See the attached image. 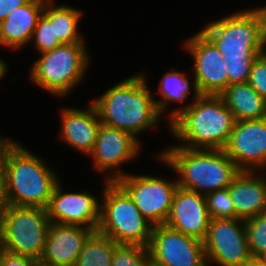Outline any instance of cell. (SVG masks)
Returning a JSON list of instances; mask_svg holds the SVG:
<instances>
[{"label": "cell", "instance_id": "obj_34", "mask_svg": "<svg viewBox=\"0 0 266 266\" xmlns=\"http://www.w3.org/2000/svg\"><path fill=\"white\" fill-rule=\"evenodd\" d=\"M244 266H266V261L261 257L252 256Z\"/></svg>", "mask_w": 266, "mask_h": 266}, {"label": "cell", "instance_id": "obj_24", "mask_svg": "<svg viewBox=\"0 0 266 266\" xmlns=\"http://www.w3.org/2000/svg\"><path fill=\"white\" fill-rule=\"evenodd\" d=\"M118 246L110 237L95 231L85 242L74 266H111Z\"/></svg>", "mask_w": 266, "mask_h": 266}, {"label": "cell", "instance_id": "obj_23", "mask_svg": "<svg viewBox=\"0 0 266 266\" xmlns=\"http://www.w3.org/2000/svg\"><path fill=\"white\" fill-rule=\"evenodd\" d=\"M56 0H48L43 8V15L53 24L54 35L62 44L86 42L81 35L79 24L84 12L67 4H56Z\"/></svg>", "mask_w": 266, "mask_h": 266}, {"label": "cell", "instance_id": "obj_26", "mask_svg": "<svg viewBox=\"0 0 266 266\" xmlns=\"http://www.w3.org/2000/svg\"><path fill=\"white\" fill-rule=\"evenodd\" d=\"M251 256L260 257L266 251V218L261 214L244 220Z\"/></svg>", "mask_w": 266, "mask_h": 266}, {"label": "cell", "instance_id": "obj_18", "mask_svg": "<svg viewBox=\"0 0 266 266\" xmlns=\"http://www.w3.org/2000/svg\"><path fill=\"white\" fill-rule=\"evenodd\" d=\"M59 139L62 143L89 155L95 145L100 118L94 104L90 102L86 108H61Z\"/></svg>", "mask_w": 266, "mask_h": 266}, {"label": "cell", "instance_id": "obj_4", "mask_svg": "<svg viewBox=\"0 0 266 266\" xmlns=\"http://www.w3.org/2000/svg\"><path fill=\"white\" fill-rule=\"evenodd\" d=\"M156 160L176 172L181 188L202 195L227 188L240 171L224 150L190 149L170 145L157 153Z\"/></svg>", "mask_w": 266, "mask_h": 266}, {"label": "cell", "instance_id": "obj_37", "mask_svg": "<svg viewBox=\"0 0 266 266\" xmlns=\"http://www.w3.org/2000/svg\"><path fill=\"white\" fill-rule=\"evenodd\" d=\"M2 250V243H1V223H0V251Z\"/></svg>", "mask_w": 266, "mask_h": 266}, {"label": "cell", "instance_id": "obj_36", "mask_svg": "<svg viewBox=\"0 0 266 266\" xmlns=\"http://www.w3.org/2000/svg\"><path fill=\"white\" fill-rule=\"evenodd\" d=\"M35 266H50V265H46L41 263L39 260L36 262Z\"/></svg>", "mask_w": 266, "mask_h": 266}, {"label": "cell", "instance_id": "obj_19", "mask_svg": "<svg viewBox=\"0 0 266 266\" xmlns=\"http://www.w3.org/2000/svg\"><path fill=\"white\" fill-rule=\"evenodd\" d=\"M228 189L239 218L261 215L266 208V171L240 170Z\"/></svg>", "mask_w": 266, "mask_h": 266}, {"label": "cell", "instance_id": "obj_27", "mask_svg": "<svg viewBox=\"0 0 266 266\" xmlns=\"http://www.w3.org/2000/svg\"><path fill=\"white\" fill-rule=\"evenodd\" d=\"M210 218H239L234 211L228 187L206 195Z\"/></svg>", "mask_w": 266, "mask_h": 266}, {"label": "cell", "instance_id": "obj_12", "mask_svg": "<svg viewBox=\"0 0 266 266\" xmlns=\"http://www.w3.org/2000/svg\"><path fill=\"white\" fill-rule=\"evenodd\" d=\"M148 250L153 266H207L203 241L165 224L153 226Z\"/></svg>", "mask_w": 266, "mask_h": 266}, {"label": "cell", "instance_id": "obj_11", "mask_svg": "<svg viewBox=\"0 0 266 266\" xmlns=\"http://www.w3.org/2000/svg\"><path fill=\"white\" fill-rule=\"evenodd\" d=\"M141 145L128 132L101 123L94 148L88 156L97 173H104L107 181H116L128 174L122 170V164L138 159L142 151Z\"/></svg>", "mask_w": 266, "mask_h": 266}, {"label": "cell", "instance_id": "obj_3", "mask_svg": "<svg viewBox=\"0 0 266 266\" xmlns=\"http://www.w3.org/2000/svg\"><path fill=\"white\" fill-rule=\"evenodd\" d=\"M235 123L219 95H200L169 123V132L179 142L175 145L223 150Z\"/></svg>", "mask_w": 266, "mask_h": 266}, {"label": "cell", "instance_id": "obj_25", "mask_svg": "<svg viewBox=\"0 0 266 266\" xmlns=\"http://www.w3.org/2000/svg\"><path fill=\"white\" fill-rule=\"evenodd\" d=\"M148 247L119 245L112 256L111 266H152Z\"/></svg>", "mask_w": 266, "mask_h": 266}, {"label": "cell", "instance_id": "obj_15", "mask_svg": "<svg viewBox=\"0 0 266 266\" xmlns=\"http://www.w3.org/2000/svg\"><path fill=\"white\" fill-rule=\"evenodd\" d=\"M100 198L87 190L66 192L61 180L56 184L47 213L58 224L84 226L97 231L100 220Z\"/></svg>", "mask_w": 266, "mask_h": 266}, {"label": "cell", "instance_id": "obj_33", "mask_svg": "<svg viewBox=\"0 0 266 266\" xmlns=\"http://www.w3.org/2000/svg\"><path fill=\"white\" fill-rule=\"evenodd\" d=\"M7 206H8V203H7L6 192H5L4 167H3L2 160L0 157V215L7 208Z\"/></svg>", "mask_w": 266, "mask_h": 266}, {"label": "cell", "instance_id": "obj_13", "mask_svg": "<svg viewBox=\"0 0 266 266\" xmlns=\"http://www.w3.org/2000/svg\"><path fill=\"white\" fill-rule=\"evenodd\" d=\"M183 42L192 57L190 68L200 94L220 95L229 86L223 54L200 30Z\"/></svg>", "mask_w": 266, "mask_h": 266}, {"label": "cell", "instance_id": "obj_38", "mask_svg": "<svg viewBox=\"0 0 266 266\" xmlns=\"http://www.w3.org/2000/svg\"><path fill=\"white\" fill-rule=\"evenodd\" d=\"M264 261H266V251L260 256Z\"/></svg>", "mask_w": 266, "mask_h": 266}, {"label": "cell", "instance_id": "obj_20", "mask_svg": "<svg viewBox=\"0 0 266 266\" xmlns=\"http://www.w3.org/2000/svg\"><path fill=\"white\" fill-rule=\"evenodd\" d=\"M48 0H30L10 13L0 23V45L2 48L19 50L30 43L32 34Z\"/></svg>", "mask_w": 266, "mask_h": 266}, {"label": "cell", "instance_id": "obj_32", "mask_svg": "<svg viewBox=\"0 0 266 266\" xmlns=\"http://www.w3.org/2000/svg\"><path fill=\"white\" fill-rule=\"evenodd\" d=\"M30 0H0V23L14 10L27 4Z\"/></svg>", "mask_w": 266, "mask_h": 266}, {"label": "cell", "instance_id": "obj_22", "mask_svg": "<svg viewBox=\"0 0 266 266\" xmlns=\"http://www.w3.org/2000/svg\"><path fill=\"white\" fill-rule=\"evenodd\" d=\"M219 96L236 121L266 118V100L248 82L230 85Z\"/></svg>", "mask_w": 266, "mask_h": 266}, {"label": "cell", "instance_id": "obj_7", "mask_svg": "<svg viewBox=\"0 0 266 266\" xmlns=\"http://www.w3.org/2000/svg\"><path fill=\"white\" fill-rule=\"evenodd\" d=\"M86 47V42H77L40 53L29 69L31 82L54 97H66L88 72L91 55Z\"/></svg>", "mask_w": 266, "mask_h": 266}, {"label": "cell", "instance_id": "obj_39", "mask_svg": "<svg viewBox=\"0 0 266 266\" xmlns=\"http://www.w3.org/2000/svg\"><path fill=\"white\" fill-rule=\"evenodd\" d=\"M262 215L266 218V208H265L264 211L262 212Z\"/></svg>", "mask_w": 266, "mask_h": 266}, {"label": "cell", "instance_id": "obj_2", "mask_svg": "<svg viewBox=\"0 0 266 266\" xmlns=\"http://www.w3.org/2000/svg\"><path fill=\"white\" fill-rule=\"evenodd\" d=\"M144 74L123 79L92 100L102 124L128 132L141 144L140 134L158 128L162 119Z\"/></svg>", "mask_w": 266, "mask_h": 266}, {"label": "cell", "instance_id": "obj_8", "mask_svg": "<svg viewBox=\"0 0 266 266\" xmlns=\"http://www.w3.org/2000/svg\"><path fill=\"white\" fill-rule=\"evenodd\" d=\"M0 223L3 250L37 261L41 258L51 223L47 209L8 205Z\"/></svg>", "mask_w": 266, "mask_h": 266}, {"label": "cell", "instance_id": "obj_5", "mask_svg": "<svg viewBox=\"0 0 266 266\" xmlns=\"http://www.w3.org/2000/svg\"><path fill=\"white\" fill-rule=\"evenodd\" d=\"M200 31L223 54L225 62L254 61L265 52V20L261 6L214 19Z\"/></svg>", "mask_w": 266, "mask_h": 266}, {"label": "cell", "instance_id": "obj_1", "mask_svg": "<svg viewBox=\"0 0 266 266\" xmlns=\"http://www.w3.org/2000/svg\"><path fill=\"white\" fill-rule=\"evenodd\" d=\"M0 157L8 205L47 209L55 186L61 180L54 166L16 140L2 135Z\"/></svg>", "mask_w": 266, "mask_h": 266}, {"label": "cell", "instance_id": "obj_30", "mask_svg": "<svg viewBox=\"0 0 266 266\" xmlns=\"http://www.w3.org/2000/svg\"><path fill=\"white\" fill-rule=\"evenodd\" d=\"M253 62L254 61L226 62L225 68L228 72L229 86L247 83Z\"/></svg>", "mask_w": 266, "mask_h": 266}, {"label": "cell", "instance_id": "obj_14", "mask_svg": "<svg viewBox=\"0 0 266 266\" xmlns=\"http://www.w3.org/2000/svg\"><path fill=\"white\" fill-rule=\"evenodd\" d=\"M223 150L239 170L266 171V118L236 121Z\"/></svg>", "mask_w": 266, "mask_h": 266}, {"label": "cell", "instance_id": "obj_35", "mask_svg": "<svg viewBox=\"0 0 266 266\" xmlns=\"http://www.w3.org/2000/svg\"><path fill=\"white\" fill-rule=\"evenodd\" d=\"M8 65L9 64H7L6 60H4L3 58H0V81L4 79L7 73L9 72Z\"/></svg>", "mask_w": 266, "mask_h": 266}, {"label": "cell", "instance_id": "obj_29", "mask_svg": "<svg viewBox=\"0 0 266 266\" xmlns=\"http://www.w3.org/2000/svg\"><path fill=\"white\" fill-rule=\"evenodd\" d=\"M248 83L266 100V52L259 54L255 58Z\"/></svg>", "mask_w": 266, "mask_h": 266}, {"label": "cell", "instance_id": "obj_6", "mask_svg": "<svg viewBox=\"0 0 266 266\" xmlns=\"http://www.w3.org/2000/svg\"><path fill=\"white\" fill-rule=\"evenodd\" d=\"M102 183L97 232L110 237L118 245L148 247L154 225L140 213L116 181L103 179Z\"/></svg>", "mask_w": 266, "mask_h": 266}, {"label": "cell", "instance_id": "obj_28", "mask_svg": "<svg viewBox=\"0 0 266 266\" xmlns=\"http://www.w3.org/2000/svg\"><path fill=\"white\" fill-rule=\"evenodd\" d=\"M30 42L37 52L43 53L62 45L56 35H54L53 24L42 14L34 29Z\"/></svg>", "mask_w": 266, "mask_h": 266}, {"label": "cell", "instance_id": "obj_10", "mask_svg": "<svg viewBox=\"0 0 266 266\" xmlns=\"http://www.w3.org/2000/svg\"><path fill=\"white\" fill-rule=\"evenodd\" d=\"M203 245L207 266H244L252 257L241 218L211 219Z\"/></svg>", "mask_w": 266, "mask_h": 266}, {"label": "cell", "instance_id": "obj_9", "mask_svg": "<svg viewBox=\"0 0 266 266\" xmlns=\"http://www.w3.org/2000/svg\"><path fill=\"white\" fill-rule=\"evenodd\" d=\"M116 182L128 193L140 213L154 226L165 224L178 188L176 177L164 179L155 175L130 172Z\"/></svg>", "mask_w": 266, "mask_h": 266}, {"label": "cell", "instance_id": "obj_16", "mask_svg": "<svg viewBox=\"0 0 266 266\" xmlns=\"http://www.w3.org/2000/svg\"><path fill=\"white\" fill-rule=\"evenodd\" d=\"M210 220L206 196L178 186L165 225L203 241Z\"/></svg>", "mask_w": 266, "mask_h": 266}, {"label": "cell", "instance_id": "obj_21", "mask_svg": "<svg viewBox=\"0 0 266 266\" xmlns=\"http://www.w3.org/2000/svg\"><path fill=\"white\" fill-rule=\"evenodd\" d=\"M176 68H171L170 71L167 70V72L164 73L163 77L161 78L158 86V91L154 92L159 94L161 97L156 99L154 95V100L156 102V106L158 108L159 113L163 116L165 115V112L167 114V110L169 109V105L174 103H180L182 102L183 106H179L175 109H172L167 114V120L168 122V130H169V123L183 110L187 109L192 102L198 98L201 94L197 88L195 80L189 79L187 76L188 73L181 72L178 70H175ZM191 81V82H190ZM193 82V83H192ZM193 90V91H191ZM193 92V93H192ZM192 95L193 98H190L192 102H187L189 95ZM188 103V104H187Z\"/></svg>", "mask_w": 266, "mask_h": 266}, {"label": "cell", "instance_id": "obj_31", "mask_svg": "<svg viewBox=\"0 0 266 266\" xmlns=\"http://www.w3.org/2000/svg\"><path fill=\"white\" fill-rule=\"evenodd\" d=\"M36 262L30 256L13 254L3 249L0 251V266H35Z\"/></svg>", "mask_w": 266, "mask_h": 266}, {"label": "cell", "instance_id": "obj_17", "mask_svg": "<svg viewBox=\"0 0 266 266\" xmlns=\"http://www.w3.org/2000/svg\"><path fill=\"white\" fill-rule=\"evenodd\" d=\"M94 232L84 226L51 222L39 261L50 266H74L85 242Z\"/></svg>", "mask_w": 266, "mask_h": 266}]
</instances>
